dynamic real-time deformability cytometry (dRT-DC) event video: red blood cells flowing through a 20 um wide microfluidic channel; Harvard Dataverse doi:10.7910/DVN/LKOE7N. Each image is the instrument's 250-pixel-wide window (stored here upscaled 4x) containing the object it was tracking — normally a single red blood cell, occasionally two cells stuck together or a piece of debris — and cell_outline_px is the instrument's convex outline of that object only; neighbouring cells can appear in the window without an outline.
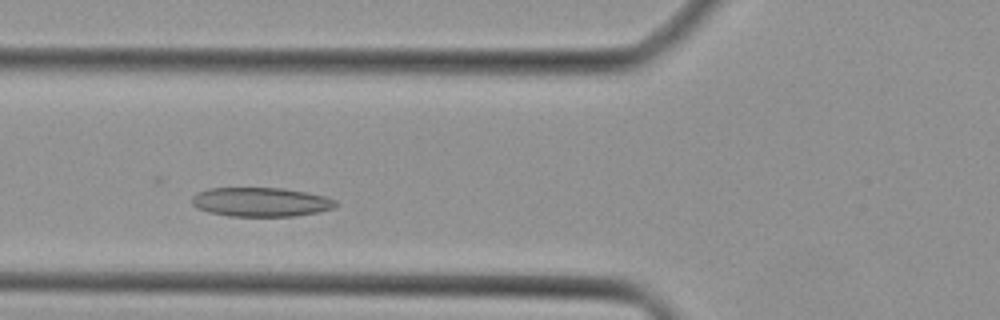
{"species": "Egyptian fruit bat (a non-hibernating species)", "species_latin": "Rousettus aegyptiacus", "temperature_condition": "cold", "stored_images_in_passage": 32, "camera_frame_rate_fps": 3000, "um_per_image_px": 0.085, "animal": {"sex": "female"}, "frame": {"image": 1, "passage_image": 4, "time_ms": 1.0, "image_size_px": [1000, 320], "cell_outline_px": [[336, 208], [316, 212], [292, 216], [228, 216], [208, 212], [196, 208], [192, 204], [192, 196], [196, 192], [208, 188], [284, 188], [328, 196], [336, 200]], "centroid_in_image_um": [22.16, 17.16], "position_along_channel_um": 103.6, "area_um2": 24.62}}
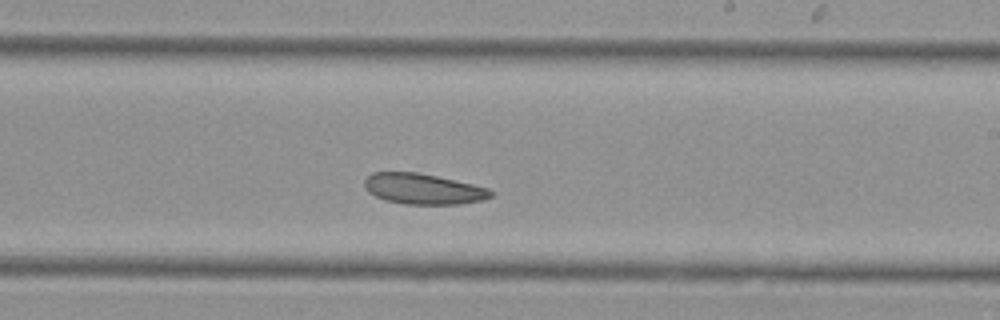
{"frame": {"image": 2, "passage_image": 14, "time_ms": 4.333, "image_size_px": [1000, 320], "cell_outline_px": [[496, 192], [492, 196], [484, 200], [460, 204], [404, 204], [384, 200], [368, 192], [364, 184], [364, 180], [372, 172], [416, 172], [436, 176], [472, 184], [488, 188]], "centroid_in_image_um": [35.99, 16.06], "position_along_channel_um": 253.0, "area_um2": 22.6}}
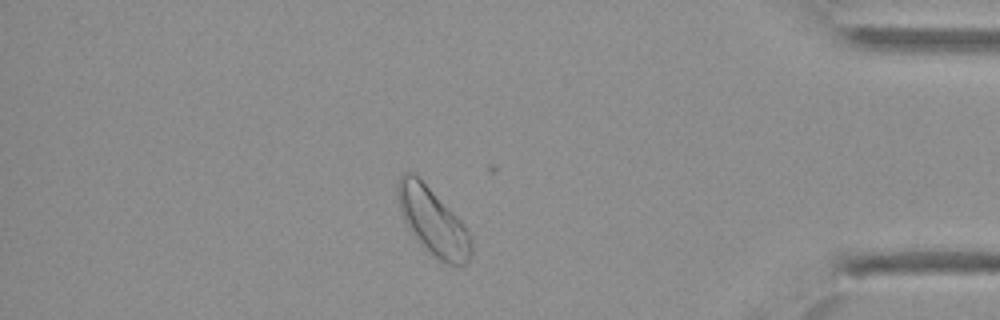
{"frame": {"image": 3, "passage_image": 26, "time_ms": 8.333, "image_size_px": [1000, 320], "cell_outline_px": [[472, 252], [468, 260], [464, 264], [448, 264], [440, 260], [420, 244], [412, 236], [400, 212], [396, 196], [396, 184], [400, 176], [404, 172], [412, 172], [464, 224], [472, 236]], "centroid_in_image_um": [36.77, 18.83], "position_along_channel_um": 398.4, "area_um2": 28.38}}